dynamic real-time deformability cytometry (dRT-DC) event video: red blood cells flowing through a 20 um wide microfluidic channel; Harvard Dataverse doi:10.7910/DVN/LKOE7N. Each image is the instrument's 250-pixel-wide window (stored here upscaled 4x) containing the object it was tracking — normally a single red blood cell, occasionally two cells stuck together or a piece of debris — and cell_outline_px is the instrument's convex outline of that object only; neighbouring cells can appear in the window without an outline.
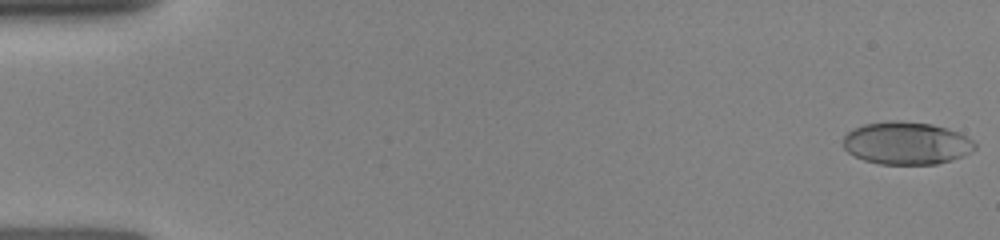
{"species": "human", "species_latin": "Homo sapiens", "temperature_condition": "room temperature", "stored_images_in_passage": 46, "camera_frame_rate_fps": 3000, "um_per_image_px": 0.085, "donor": {"sex": "female"}, "frame": {"image": 1, "passage_image": 1, "time_ms": 0.0, "image_size_px": [1000, 240], "cell_outline_px": [[976, 148], [972, 152], [964, 156], [952, 160], [936, 164], [880, 164], [864, 160], [848, 152], [844, 148], [844, 136], [848, 132], [864, 124], [888, 120], [900, 120], [932, 124], [960, 132], [972, 140], [976, 144]], "centroid_in_image_um": [77.08, 12.16], "position_along_channel_um": 7.9, "area_um2": 32.89}}
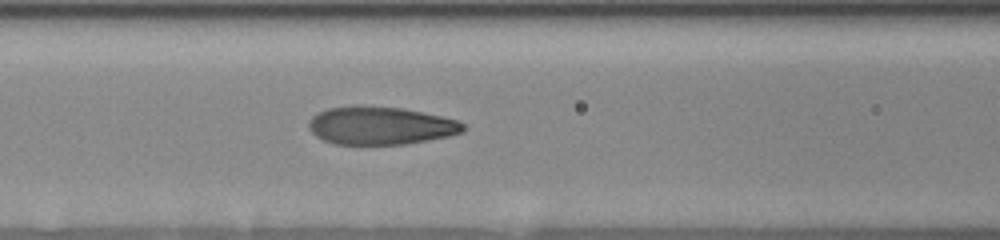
{"frame": {"image": 2, "passage_image": 39, "time_ms": 6.667, "image_size_px": [1000, 240], "cell_outline_px": [[464, 132], [448, 136], [404, 144], [336, 144], [324, 140], [316, 136], [308, 128], [308, 120], [312, 116], [328, 108], [356, 104], [360, 104], [400, 108], [440, 116], [456, 120], [464, 124]], "centroid_in_image_um": [32.29, 10.66], "position_along_channel_um": 134.3, "area_um2": 34.16}}
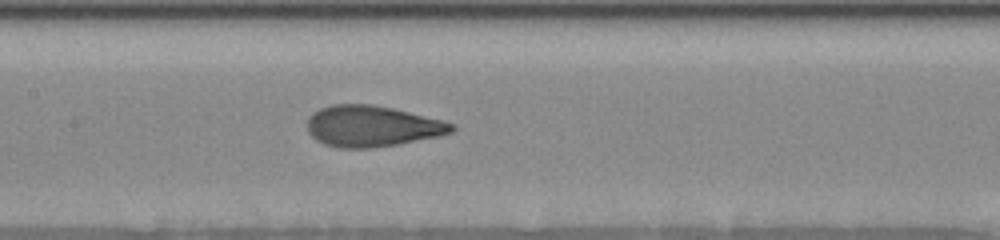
{"frame": {"image": 3, "passage_image": 45, "time_ms": 7.667, "image_size_px": [1000, 240], "cell_outline_px": [[456, 128], [452, 132], [440, 136], [400, 144], [372, 148], [340, 148], [324, 144], [316, 140], [308, 132], [308, 116], [312, 112], [320, 108], [332, 104], [372, 104], [392, 108], [444, 120], [456, 124]], "centroid_in_image_um": [31.64, 10.73], "position_along_channel_um": 175.8, "area_um2": 34.91}}